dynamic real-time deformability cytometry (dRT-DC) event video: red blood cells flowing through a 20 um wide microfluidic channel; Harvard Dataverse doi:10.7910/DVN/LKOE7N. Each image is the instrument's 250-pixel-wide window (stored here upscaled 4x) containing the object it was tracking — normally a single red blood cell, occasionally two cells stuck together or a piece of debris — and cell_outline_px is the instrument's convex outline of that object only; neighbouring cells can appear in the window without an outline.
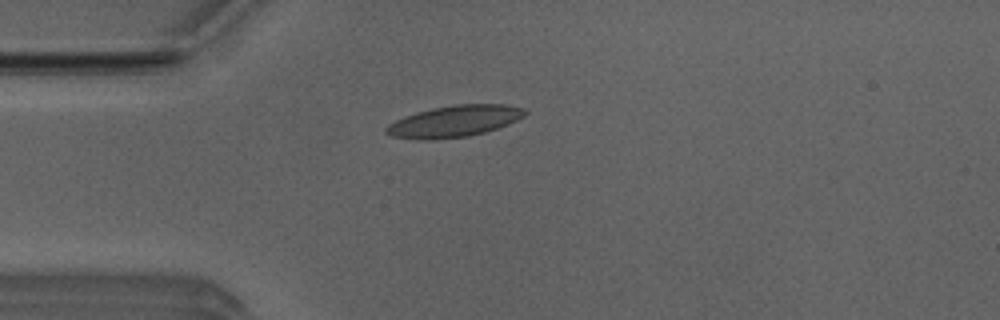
{"species": "Egyptian fruit bat (a non-hibernating species)", "species_latin": "Rousettus aegyptiacus", "temperature_condition": "room temperature", "stored_images_in_passage": 2, "camera_frame_rate_fps": 3000, "um_per_image_px": 0.085, "animal": {"sex": "male"}, "frame": {"image": 1, "passage_image": 2, "time_ms": 0.333, "image_size_px": [1000, 320], "cell_outline_px": [[528, 112], [524, 116], [508, 124], [484, 132], [468, 136], [436, 140], [420, 140], [392, 136], [384, 132], [384, 128], [388, 124], [404, 116], [416, 112], [432, 108], [452, 104], [504, 104], [524, 108]], "centroid_in_image_um": [38.58, 10.3], "position_along_channel_um": 46.4, "area_um2": 25.61}}